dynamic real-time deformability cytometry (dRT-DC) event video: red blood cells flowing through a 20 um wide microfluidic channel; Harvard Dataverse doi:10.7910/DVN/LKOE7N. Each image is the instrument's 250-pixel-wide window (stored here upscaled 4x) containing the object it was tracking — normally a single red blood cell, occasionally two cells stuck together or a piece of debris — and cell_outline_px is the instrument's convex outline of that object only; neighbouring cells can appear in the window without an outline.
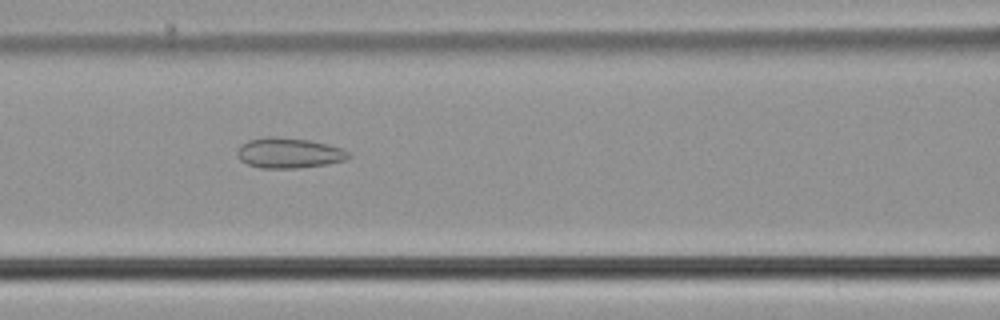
{"species": "common noctule bat (a hibernating species)", "species_latin": "Nyctalus noctula", "temperature_condition": "cold", "stored_images_in_passage": 55, "camera_frame_rate_fps": 3000, "um_per_image_px": 0.085, "animal": {"sex": "male", "body_mass_g": 21.5, "forearm_length_mm": 52.0}, "frame": {"image": 1, "passage_image": 24, "time_ms": 7.667, "image_size_px": [1000, 320], "cell_outline_px": [[352, 156], [344, 160], [328, 164], [296, 168], [260, 168], [248, 164], [240, 160], [236, 156], [236, 148], [240, 144], [248, 140], [264, 136], [276, 136], [308, 140], [344, 148]], "centroid_in_image_um": [24.51, 12.99], "position_along_channel_um": 142.1, "area_um2": 19.94}}
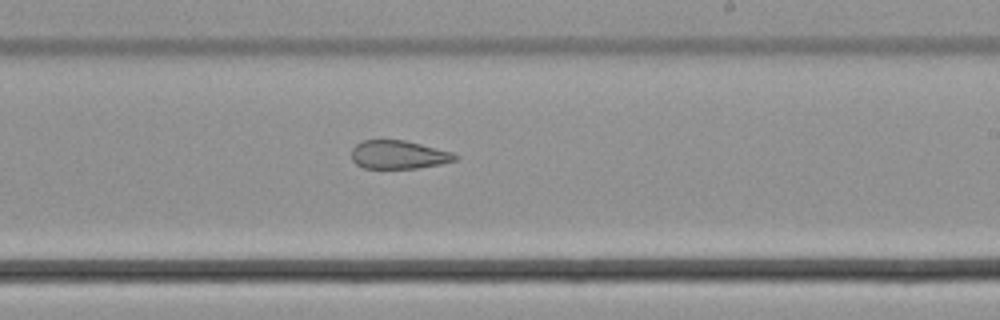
{"frame": {"image": 2, "passage_image": 33, "time_ms": 10.667, "image_size_px": [1000, 320], "cell_outline_px": [[460, 156], [456, 160], [440, 164], [416, 168], [364, 168], [356, 164], [352, 160], [352, 148], [356, 144], [364, 140], [404, 140], [452, 152]], "centroid_in_image_um": [33.87, 13.15], "position_along_channel_um": 255.1, "area_um2": 17.05}}
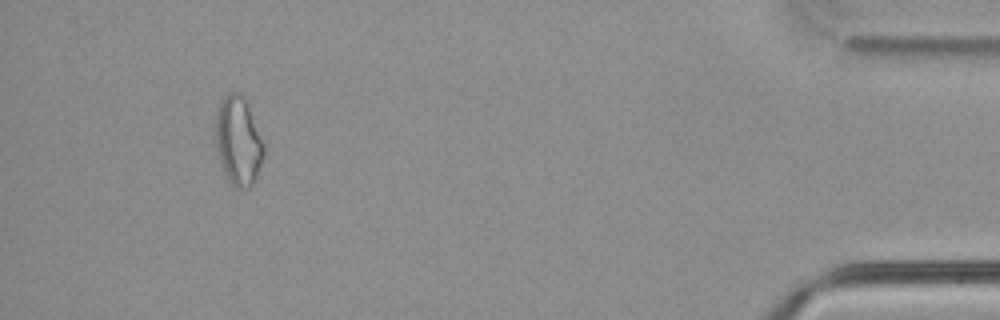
{"frame": {"image": 3, "passage_image": 51, "time_ms": 16.667, "image_size_px": [1000, 320], "cell_outline_px": [[264, 156], [256, 180], [248, 188], [236, 188], [228, 180], [220, 160], [216, 144], [216, 112], [220, 100], [228, 92], [240, 92], [248, 100], [264, 144]], "centroid_in_image_um": [20.28, 11.93], "position_along_channel_um": 414.9, "area_um2": 25.26}, "authors_computed_cell_mechanics": {"area_um2": 22.9466, "velocity_mm_per_s": 3.7862, "shape_relaxation_time_tau1_ms": null, "shape_relaxation_time_tau2_ms": 2.7211, "deformation_change_tau1": null, "deformation_change_tau2": 0.0962}}